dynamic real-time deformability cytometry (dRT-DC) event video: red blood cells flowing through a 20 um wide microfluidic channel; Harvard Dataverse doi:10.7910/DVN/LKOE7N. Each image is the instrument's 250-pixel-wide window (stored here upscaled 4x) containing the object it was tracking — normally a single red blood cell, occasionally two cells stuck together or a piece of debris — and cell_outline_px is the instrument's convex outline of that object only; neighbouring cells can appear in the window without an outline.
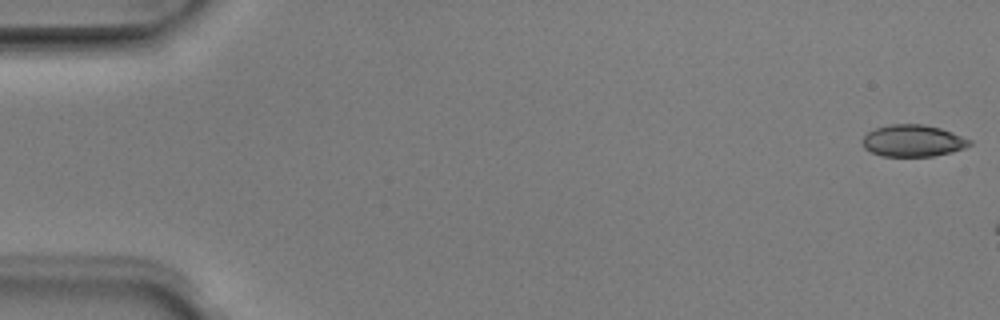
{"species": "Egyptian fruit bat (a non-hibernating species)", "species_latin": "Rousettus aegyptiacus", "temperature_condition": "room temperature", "stored_images_in_passage": 8, "camera_frame_rate_fps": 3000, "um_per_image_px": 0.085, "animal": {"sex": "male"}, "frame": {"image": 1, "passage_image": 1, "time_ms": 0.0, "image_size_px": [1000, 320], "cell_outline_px": [[972, 144], [964, 148], [952, 152], [932, 156], [884, 156], [872, 152], [864, 148], [860, 140], [868, 132], [876, 128], [892, 124], [920, 124], [940, 128], [952, 132], [972, 140]], "centroid_in_image_um": [77.6, 11.96], "position_along_channel_um": 7.4, "area_um2": 19.83}}